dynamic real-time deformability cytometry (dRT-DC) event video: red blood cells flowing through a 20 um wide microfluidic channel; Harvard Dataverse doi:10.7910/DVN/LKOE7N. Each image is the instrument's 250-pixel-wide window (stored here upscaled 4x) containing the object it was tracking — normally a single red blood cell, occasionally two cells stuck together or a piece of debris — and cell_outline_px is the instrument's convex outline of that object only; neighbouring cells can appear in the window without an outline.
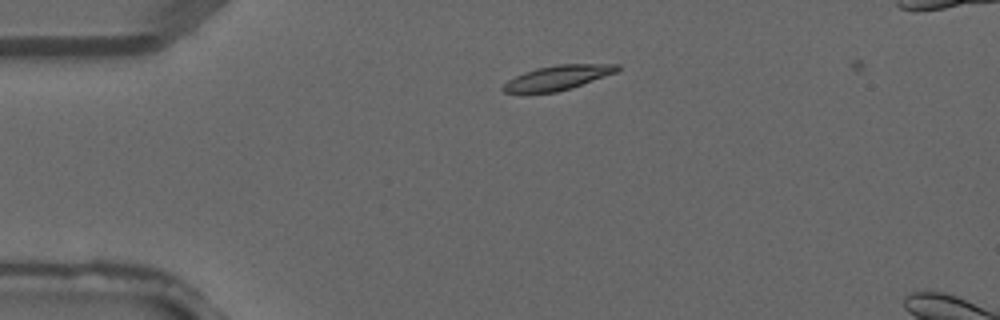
{"species": "common noctule bat (a hibernating species)", "species_latin": "Nyctalus noctula", "temperature_condition": "warm", "stored_images_in_passage": 2, "camera_frame_rate_fps": 3000, "um_per_image_px": 0.085, "animal": {"sex": "male", "forearm_length_mm": 52.5}, "frame": {"image": 1, "passage_image": 1, "time_ms": 0.0, "image_size_px": [1000, 320], "cell_outline_px": [[620, 68], [616, 72], [572, 88], [556, 92], [504, 92], [500, 88], [508, 80], [524, 72], [536, 68], [556, 64], [620, 64]], "centroid_in_image_um": [47.42, 6.59], "position_along_channel_um": 37.6, "area_um2": 16.18}}